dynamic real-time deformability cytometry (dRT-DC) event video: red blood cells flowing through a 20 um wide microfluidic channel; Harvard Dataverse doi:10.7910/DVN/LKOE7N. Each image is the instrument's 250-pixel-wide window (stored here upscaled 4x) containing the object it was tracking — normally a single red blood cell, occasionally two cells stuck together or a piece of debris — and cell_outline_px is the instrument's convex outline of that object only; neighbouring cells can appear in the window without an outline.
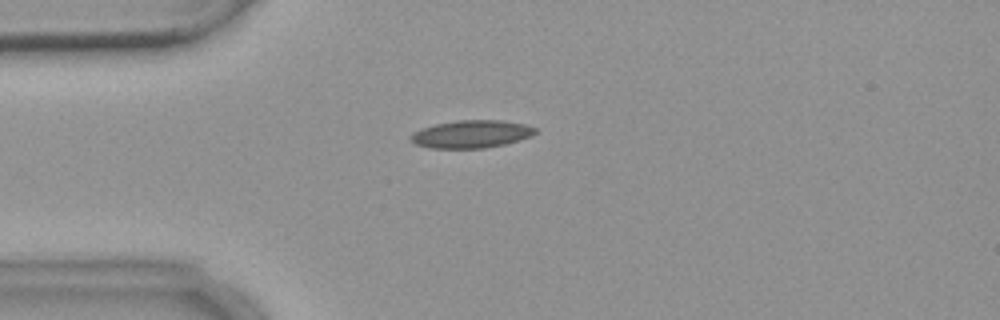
{"species": "common noctule bat (a hibernating species)", "species_latin": "Nyctalus noctula", "temperature_condition": "warm", "stored_images_in_passage": 4, "camera_frame_rate_fps": 3000, "um_per_image_px": 0.085, "animal": {"sex": "female", "body_mass_g": 18.4}, "frame": {"image": 1, "passage_image": 2, "time_ms": 2.0, "image_size_px": [1000, 320], "cell_outline_px": [[536, 132], [532, 136], [520, 140], [504, 144], [484, 148], [428, 148], [416, 144], [408, 136], [412, 132], [420, 128], [436, 124], [456, 120], [504, 120], [524, 124], [536, 128]], "centroid_in_image_um": [40.05, 11.39], "position_along_channel_um": 45.0, "area_um2": 20.23}}
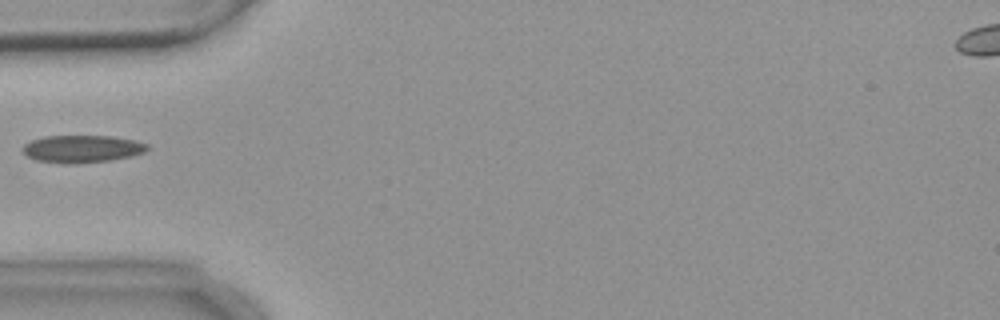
{"frame": {"image": 2, "passage_image": 3, "time_ms": 3.333, "image_size_px": [1000, 320], "cell_outline_px": [[148, 148], [144, 152], [132, 156], [112, 160], [76, 164], [68, 164], [36, 160], [28, 156], [20, 148], [24, 144], [32, 140], [44, 136], [112, 136], [136, 140], [148, 144]], "centroid_in_image_um": [6.98, 12.65], "position_along_channel_um": 78.0, "area_um2": 20.06}}